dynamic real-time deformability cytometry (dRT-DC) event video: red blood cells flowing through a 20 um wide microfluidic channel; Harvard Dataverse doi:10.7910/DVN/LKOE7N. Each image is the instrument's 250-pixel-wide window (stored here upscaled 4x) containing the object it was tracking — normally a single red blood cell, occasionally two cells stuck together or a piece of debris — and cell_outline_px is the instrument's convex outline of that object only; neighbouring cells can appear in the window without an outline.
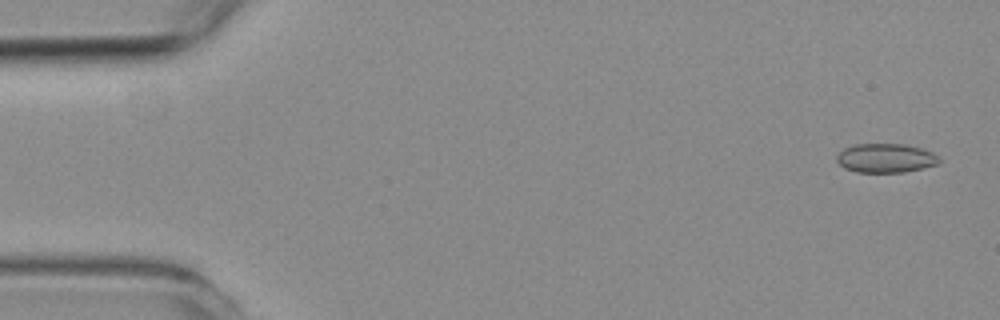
{"species": "common noctule bat (a hibernating species)", "species_latin": "Nyctalus noctula", "temperature_condition": "room temperature", "stored_images_in_passage": 58, "camera_frame_rate_fps": 3000, "um_per_image_px": 0.085, "animal": {"sex": "female", "body_mass_g": 19.3, "forearm_length_mm": 54.1}, "frame": {"image": 1, "passage_image": 3, "time_ms": 0.667, "image_size_px": [1000, 320], "cell_outline_px": [[940, 160], [936, 164], [904, 172], [856, 172], [844, 168], [836, 160], [836, 156], [844, 148], [856, 144], [904, 144], [920, 148], [932, 152]], "centroid_in_image_um": [75.23, 13.43], "position_along_channel_um": 9.8, "area_um2": 17.11}}
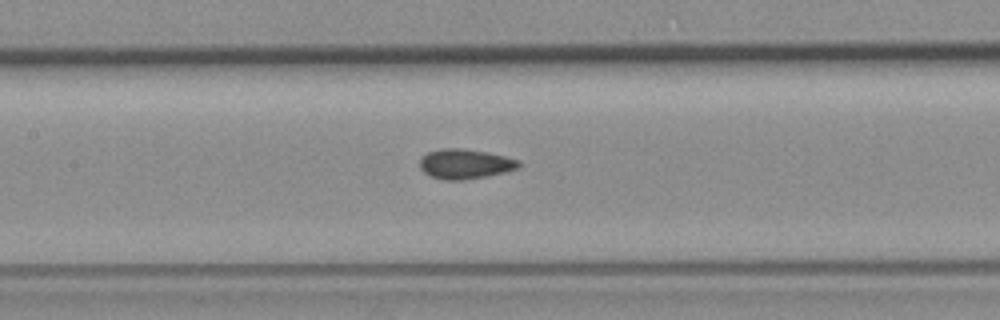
{"frame": {"image": 2, "passage_image": 27, "time_ms": 8.667, "image_size_px": [1000, 320], "cell_outline_px": [[520, 168], [504, 172], [464, 180], [444, 180], [432, 176], [424, 172], [420, 168], [420, 156], [428, 152], [440, 148], [464, 148], [488, 152], [520, 160]], "centroid_in_image_um": [39.52, 13.92], "position_along_channel_um": 167.9, "area_um2": 17.28}}
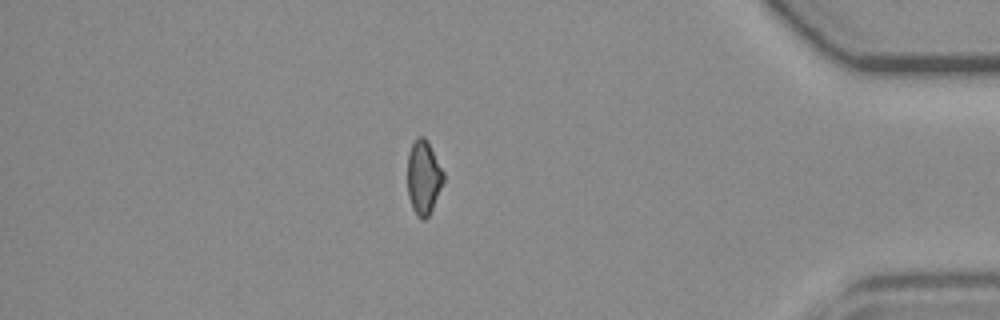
{"frame": {"image": 3, "passage_image": 50, "time_ms": 16.333, "image_size_px": [1000, 320], "cell_outline_px": [[444, 180], [432, 208], [428, 216], [424, 220], [420, 220], [416, 216], [412, 208], [408, 196], [408, 152], [416, 136], [424, 136], [428, 140], [444, 172]], "centroid_in_image_um": [35.99, 15.06], "position_along_channel_um": 399.2, "area_um2": 15.66}, "authors_computed_cell_mechanics": {"area_um2": 16.9065, "velocity_mm_per_s": 3.5609, "shape_relaxation_time_tau1_ms": null, "shape_relaxation_time_tau2_ms": 2.4831, "deformation_change_tau1": null, "deformation_change_tau2": 0.0782}}